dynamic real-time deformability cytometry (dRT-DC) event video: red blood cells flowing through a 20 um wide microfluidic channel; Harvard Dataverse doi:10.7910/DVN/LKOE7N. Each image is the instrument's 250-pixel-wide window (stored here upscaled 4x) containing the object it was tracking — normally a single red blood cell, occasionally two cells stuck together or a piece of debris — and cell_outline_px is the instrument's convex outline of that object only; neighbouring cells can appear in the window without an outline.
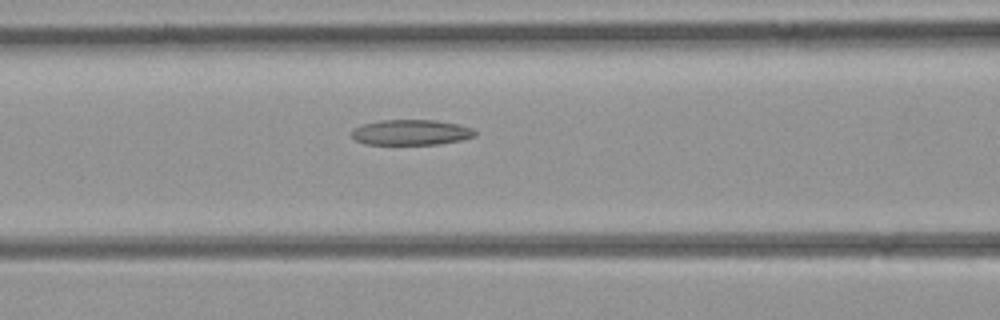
{"species": "common noctule bat (a hibernating species)", "species_latin": "Nyctalus noctula", "temperature_condition": "room temperature", "stored_images_in_passage": 25, "camera_frame_rate_fps": 3000, "um_per_image_px": 0.085, "animal": {"sex": "female", "body_mass_g": 21.9}, "frame": {"image": 1, "passage_image": 8, "time_ms": 2.333, "image_size_px": [1000, 320], "cell_outline_px": [[476, 136], [460, 140], [440, 144], [364, 144], [356, 140], [352, 136], [352, 128], [364, 124], [380, 120], [436, 120], [460, 124], [472, 128], [476, 132]], "centroid_in_image_um": [34.95, 11.25], "position_along_channel_um": 131.6, "area_um2": 18.32}}
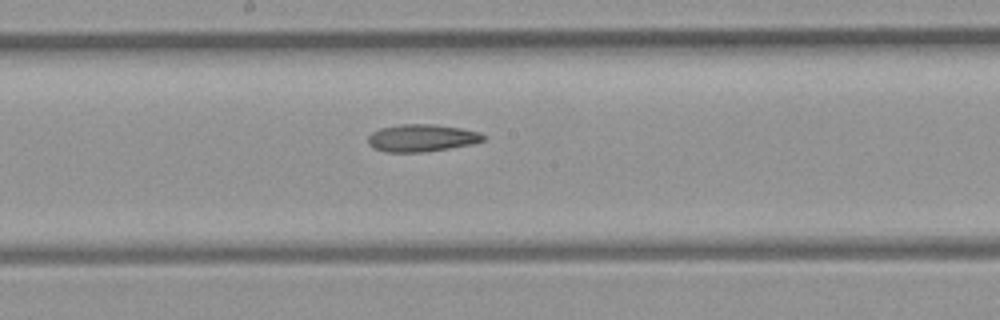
{"frame": {"image": 2, "passage_image": 13, "time_ms": 4.0, "image_size_px": [1000, 320], "cell_outline_px": [[484, 140], [472, 144], [424, 152], [384, 152], [372, 148], [368, 144], [368, 136], [372, 132], [380, 128], [400, 124], [436, 124], [460, 128], [480, 132], [484, 136]], "centroid_in_image_um": [35.8, 11.72], "position_along_channel_um": 212.4, "area_um2": 18.44}}
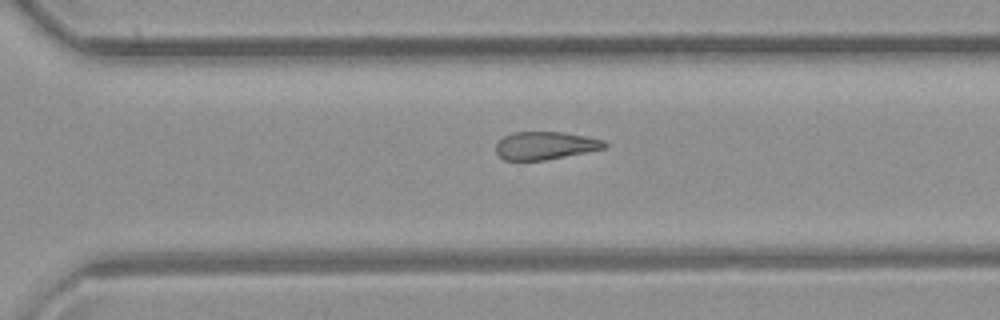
{"frame": {"image": 3, "passage_image": 20, "time_ms": 6.333, "image_size_px": [1000, 320], "cell_outline_px": [[608, 144], [604, 148], [544, 160], [504, 160], [496, 152], [496, 144], [504, 136], [512, 132], [564, 132], [588, 136], [604, 140]], "centroid_in_image_um": [46.34, 12.36], "position_along_channel_um": 324.3, "area_um2": 17.51}}